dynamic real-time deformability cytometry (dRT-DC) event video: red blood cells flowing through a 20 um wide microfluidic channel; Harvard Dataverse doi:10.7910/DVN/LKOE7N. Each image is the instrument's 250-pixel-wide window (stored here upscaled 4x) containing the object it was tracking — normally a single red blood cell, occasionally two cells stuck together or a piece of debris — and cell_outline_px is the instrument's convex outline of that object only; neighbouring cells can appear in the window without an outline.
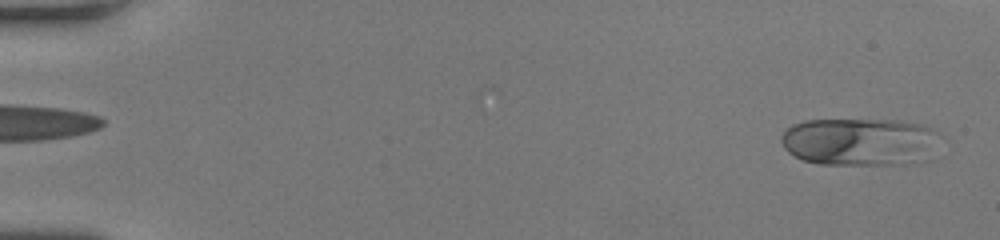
{"species": "human", "species_latin": "Homo sapiens", "temperature_condition": "room temperature", "stored_images_in_passage": 41, "camera_frame_rate_fps": 3000, "um_per_image_px": 0.085, "donor": {"sex": "female"}, "frame": {"image": 1, "passage_image": 2, "time_ms": 0.333, "image_size_px": [1000, 240], "cell_outline_px": [[932, 160], [904, 164], [820, 164], [804, 160], [788, 152], [784, 148], [780, 140], [780, 136], [792, 124], [804, 120], [900, 120], [920, 124], [928, 128], [932, 132]], "centroid_in_image_um": [73.0, 12.06], "position_along_channel_um": 12.0, "area_um2": 43.81}}